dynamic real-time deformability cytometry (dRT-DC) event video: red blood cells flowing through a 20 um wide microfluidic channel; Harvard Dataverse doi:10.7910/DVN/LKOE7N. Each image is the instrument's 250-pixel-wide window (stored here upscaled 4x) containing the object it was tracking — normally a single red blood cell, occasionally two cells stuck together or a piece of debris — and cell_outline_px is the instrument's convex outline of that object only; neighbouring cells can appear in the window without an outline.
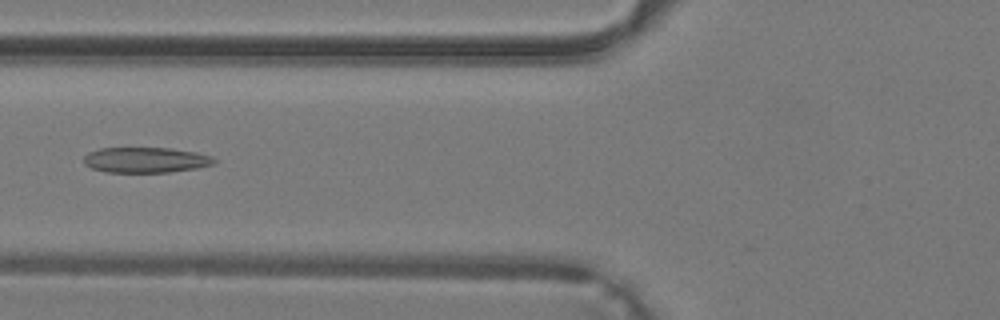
{"species": "common noctule bat (a hibernating species)", "species_latin": "Nyctalus noctula", "temperature_condition": "warm", "stored_images_in_passage": 40, "camera_frame_rate_fps": 3000, "um_per_image_px": 0.085, "animal": {"sex": "male", "body_mass_g": 19.2, "forearm_length_mm": 51.8}, "frame": {"image": 1, "passage_image": 16, "time_ms": 5.0, "image_size_px": [1000, 320], "cell_outline_px": [[216, 160], [212, 164], [196, 168], [168, 172], [108, 172], [92, 168], [84, 164], [84, 156], [88, 152], [100, 148], [172, 148], [196, 152], [212, 156]], "centroid_in_image_um": [12.37, 13.59], "position_along_channel_um": 113.4, "area_um2": 19.25}}
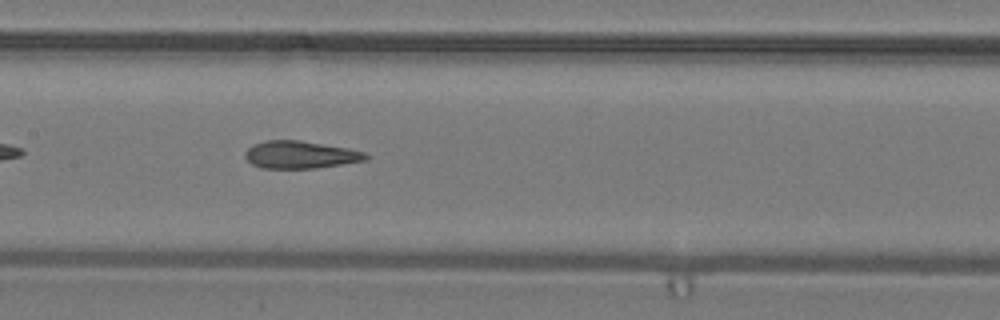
{"frame": {"image": 2, "passage_image": 20, "time_ms": 6.333, "image_size_px": [1000, 320], "cell_outline_px": [[368, 160], [316, 168], [264, 168], [252, 164], [244, 156], [244, 152], [252, 144], [268, 140], [300, 140], [348, 148], [364, 152], [368, 156]], "centroid_in_image_um": [25.52, 13.15], "position_along_channel_um": 181.9, "area_um2": 19.31}}
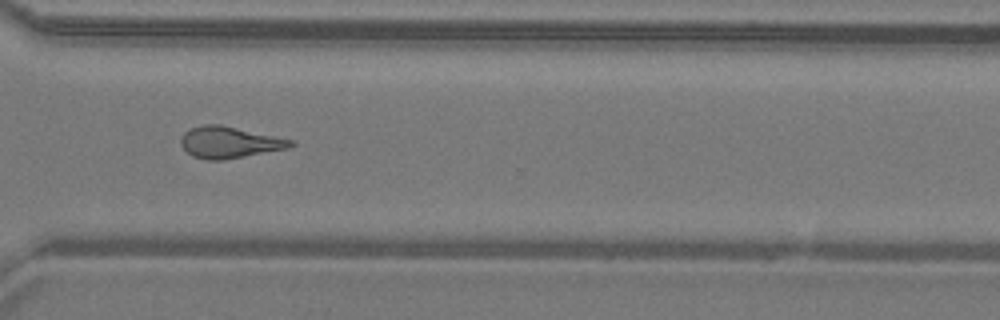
{"frame": {"image": 3, "passage_image": 30, "time_ms": 9.667, "image_size_px": [1000, 320], "cell_outline_px": [[296, 144], [288, 148], [224, 160], [208, 160], [192, 156], [180, 144], [180, 140], [184, 132], [192, 128], [204, 124], [220, 124], [292, 140]], "centroid_in_image_um": [19.47, 12.1], "position_along_channel_um": 351.1, "area_um2": 19.94}}